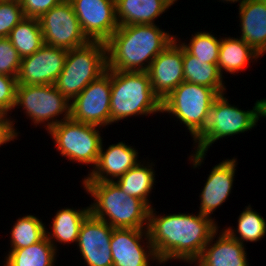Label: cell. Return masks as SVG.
<instances>
[{"mask_svg": "<svg viewBox=\"0 0 266 266\" xmlns=\"http://www.w3.org/2000/svg\"><path fill=\"white\" fill-rule=\"evenodd\" d=\"M227 93L219 94L208 109L198 128L191 134L194 141L190 152L189 163L196 169L204 164L210 146L218 140L240 133L251 131L257 127V104L252 109L242 110L229 103Z\"/></svg>", "mask_w": 266, "mask_h": 266, "instance_id": "obj_3", "label": "cell"}, {"mask_svg": "<svg viewBox=\"0 0 266 266\" xmlns=\"http://www.w3.org/2000/svg\"><path fill=\"white\" fill-rule=\"evenodd\" d=\"M24 17L20 0H0V38L8 37Z\"/></svg>", "mask_w": 266, "mask_h": 266, "instance_id": "obj_31", "label": "cell"}, {"mask_svg": "<svg viewBox=\"0 0 266 266\" xmlns=\"http://www.w3.org/2000/svg\"><path fill=\"white\" fill-rule=\"evenodd\" d=\"M175 40L158 24L119 26L105 42L107 69L147 72L154 58Z\"/></svg>", "mask_w": 266, "mask_h": 266, "instance_id": "obj_2", "label": "cell"}, {"mask_svg": "<svg viewBox=\"0 0 266 266\" xmlns=\"http://www.w3.org/2000/svg\"><path fill=\"white\" fill-rule=\"evenodd\" d=\"M183 71V47L175 39L154 58L147 71L154 94L161 102L184 82Z\"/></svg>", "mask_w": 266, "mask_h": 266, "instance_id": "obj_16", "label": "cell"}, {"mask_svg": "<svg viewBox=\"0 0 266 266\" xmlns=\"http://www.w3.org/2000/svg\"><path fill=\"white\" fill-rule=\"evenodd\" d=\"M147 161L143 158V161L138 162L114 182L128 196L143 200L152 208L153 204L150 201V194H152V189L156 185V171L154 169L156 164L152 160L148 159ZM149 161L152 162L150 163Z\"/></svg>", "mask_w": 266, "mask_h": 266, "instance_id": "obj_24", "label": "cell"}, {"mask_svg": "<svg viewBox=\"0 0 266 266\" xmlns=\"http://www.w3.org/2000/svg\"><path fill=\"white\" fill-rule=\"evenodd\" d=\"M110 247L113 266H151L152 263L159 266L161 264L147 229L113 228Z\"/></svg>", "mask_w": 266, "mask_h": 266, "instance_id": "obj_12", "label": "cell"}, {"mask_svg": "<svg viewBox=\"0 0 266 266\" xmlns=\"http://www.w3.org/2000/svg\"><path fill=\"white\" fill-rule=\"evenodd\" d=\"M27 214L17 218L10 231L9 250L21 249L36 244L46 236V224L41 218Z\"/></svg>", "mask_w": 266, "mask_h": 266, "instance_id": "obj_29", "label": "cell"}, {"mask_svg": "<svg viewBox=\"0 0 266 266\" xmlns=\"http://www.w3.org/2000/svg\"><path fill=\"white\" fill-rule=\"evenodd\" d=\"M212 32L196 31L188 40H180L175 34V39L192 56L204 63L217 64L219 58V49L221 36L218 38ZM186 41V42H185Z\"/></svg>", "mask_w": 266, "mask_h": 266, "instance_id": "obj_30", "label": "cell"}, {"mask_svg": "<svg viewBox=\"0 0 266 266\" xmlns=\"http://www.w3.org/2000/svg\"><path fill=\"white\" fill-rule=\"evenodd\" d=\"M17 77L0 74V115H11L14 110Z\"/></svg>", "mask_w": 266, "mask_h": 266, "instance_id": "obj_33", "label": "cell"}, {"mask_svg": "<svg viewBox=\"0 0 266 266\" xmlns=\"http://www.w3.org/2000/svg\"><path fill=\"white\" fill-rule=\"evenodd\" d=\"M90 215V207H64L56 211L52 218L51 231L46 226V237L58 252V245L69 243L75 246L78 241L80 228L84 220ZM58 243V244H57Z\"/></svg>", "mask_w": 266, "mask_h": 266, "instance_id": "obj_21", "label": "cell"}, {"mask_svg": "<svg viewBox=\"0 0 266 266\" xmlns=\"http://www.w3.org/2000/svg\"><path fill=\"white\" fill-rule=\"evenodd\" d=\"M220 1H222L223 3L225 2V3H233V4H235V3H239V5H237V6H240L245 0H219V2Z\"/></svg>", "mask_w": 266, "mask_h": 266, "instance_id": "obj_37", "label": "cell"}, {"mask_svg": "<svg viewBox=\"0 0 266 266\" xmlns=\"http://www.w3.org/2000/svg\"><path fill=\"white\" fill-rule=\"evenodd\" d=\"M113 228L91 214L81 225L77 250L87 266H113L110 240Z\"/></svg>", "mask_w": 266, "mask_h": 266, "instance_id": "obj_15", "label": "cell"}, {"mask_svg": "<svg viewBox=\"0 0 266 266\" xmlns=\"http://www.w3.org/2000/svg\"><path fill=\"white\" fill-rule=\"evenodd\" d=\"M103 143L102 141L96 166L92 171H88V175L81 181L114 182L141 161L138 159L139 152L135 146L121 141L110 144L107 149H104Z\"/></svg>", "mask_w": 266, "mask_h": 266, "instance_id": "obj_18", "label": "cell"}, {"mask_svg": "<svg viewBox=\"0 0 266 266\" xmlns=\"http://www.w3.org/2000/svg\"><path fill=\"white\" fill-rule=\"evenodd\" d=\"M101 128L75 121L70 117L53 126L47 133L51 136L61 156L72 163L89 165L91 166L89 171H92L97 164L100 147L104 140Z\"/></svg>", "mask_w": 266, "mask_h": 266, "instance_id": "obj_7", "label": "cell"}, {"mask_svg": "<svg viewBox=\"0 0 266 266\" xmlns=\"http://www.w3.org/2000/svg\"><path fill=\"white\" fill-rule=\"evenodd\" d=\"M70 106L71 103L54 84L17 85L14 110L16 107L23 109L26 118L34 123L33 126L45 125L47 132L70 118Z\"/></svg>", "mask_w": 266, "mask_h": 266, "instance_id": "obj_8", "label": "cell"}, {"mask_svg": "<svg viewBox=\"0 0 266 266\" xmlns=\"http://www.w3.org/2000/svg\"><path fill=\"white\" fill-rule=\"evenodd\" d=\"M85 193L94 202L90 214L112 228L147 229L150 207L138 198L128 196L111 181H82Z\"/></svg>", "mask_w": 266, "mask_h": 266, "instance_id": "obj_4", "label": "cell"}, {"mask_svg": "<svg viewBox=\"0 0 266 266\" xmlns=\"http://www.w3.org/2000/svg\"><path fill=\"white\" fill-rule=\"evenodd\" d=\"M8 38L21 58L34 54L44 45L38 18L24 17Z\"/></svg>", "mask_w": 266, "mask_h": 266, "instance_id": "obj_27", "label": "cell"}, {"mask_svg": "<svg viewBox=\"0 0 266 266\" xmlns=\"http://www.w3.org/2000/svg\"><path fill=\"white\" fill-rule=\"evenodd\" d=\"M67 52L44 44L34 54L21 58L17 85L54 84L65 65Z\"/></svg>", "mask_w": 266, "mask_h": 266, "instance_id": "obj_14", "label": "cell"}, {"mask_svg": "<svg viewBox=\"0 0 266 266\" xmlns=\"http://www.w3.org/2000/svg\"><path fill=\"white\" fill-rule=\"evenodd\" d=\"M90 41L106 42L118 29L115 0H69Z\"/></svg>", "mask_w": 266, "mask_h": 266, "instance_id": "obj_13", "label": "cell"}, {"mask_svg": "<svg viewBox=\"0 0 266 266\" xmlns=\"http://www.w3.org/2000/svg\"><path fill=\"white\" fill-rule=\"evenodd\" d=\"M237 160L235 157L224 159L212 167L203 189L199 193L200 206L198 212L212 218L213 212L228 200L233 190L238 165Z\"/></svg>", "mask_w": 266, "mask_h": 266, "instance_id": "obj_17", "label": "cell"}, {"mask_svg": "<svg viewBox=\"0 0 266 266\" xmlns=\"http://www.w3.org/2000/svg\"><path fill=\"white\" fill-rule=\"evenodd\" d=\"M241 212L238 216L236 228L234 226H227L222 230L243 245H246L244 242H259L265 238L266 220L264 217L254 210L250 204L245 206Z\"/></svg>", "mask_w": 266, "mask_h": 266, "instance_id": "obj_28", "label": "cell"}, {"mask_svg": "<svg viewBox=\"0 0 266 266\" xmlns=\"http://www.w3.org/2000/svg\"><path fill=\"white\" fill-rule=\"evenodd\" d=\"M172 5H174L175 3H177L178 0H168Z\"/></svg>", "mask_w": 266, "mask_h": 266, "instance_id": "obj_38", "label": "cell"}, {"mask_svg": "<svg viewBox=\"0 0 266 266\" xmlns=\"http://www.w3.org/2000/svg\"><path fill=\"white\" fill-rule=\"evenodd\" d=\"M157 113H162V102L154 94L148 72L111 70V125Z\"/></svg>", "mask_w": 266, "mask_h": 266, "instance_id": "obj_5", "label": "cell"}, {"mask_svg": "<svg viewBox=\"0 0 266 266\" xmlns=\"http://www.w3.org/2000/svg\"><path fill=\"white\" fill-rule=\"evenodd\" d=\"M172 6L168 0H115L116 19L119 26L156 24Z\"/></svg>", "mask_w": 266, "mask_h": 266, "instance_id": "obj_22", "label": "cell"}, {"mask_svg": "<svg viewBox=\"0 0 266 266\" xmlns=\"http://www.w3.org/2000/svg\"><path fill=\"white\" fill-rule=\"evenodd\" d=\"M111 69L92 81L72 102L70 117L102 128L111 125Z\"/></svg>", "mask_w": 266, "mask_h": 266, "instance_id": "obj_11", "label": "cell"}, {"mask_svg": "<svg viewBox=\"0 0 266 266\" xmlns=\"http://www.w3.org/2000/svg\"><path fill=\"white\" fill-rule=\"evenodd\" d=\"M64 0H20L25 17L40 18Z\"/></svg>", "mask_w": 266, "mask_h": 266, "instance_id": "obj_34", "label": "cell"}, {"mask_svg": "<svg viewBox=\"0 0 266 266\" xmlns=\"http://www.w3.org/2000/svg\"><path fill=\"white\" fill-rule=\"evenodd\" d=\"M184 81L212 88L218 95L227 92L217 64L204 63L183 48Z\"/></svg>", "mask_w": 266, "mask_h": 266, "instance_id": "obj_26", "label": "cell"}, {"mask_svg": "<svg viewBox=\"0 0 266 266\" xmlns=\"http://www.w3.org/2000/svg\"><path fill=\"white\" fill-rule=\"evenodd\" d=\"M38 19L44 44L71 50L90 41L83 33L69 0L54 6Z\"/></svg>", "mask_w": 266, "mask_h": 266, "instance_id": "obj_10", "label": "cell"}, {"mask_svg": "<svg viewBox=\"0 0 266 266\" xmlns=\"http://www.w3.org/2000/svg\"><path fill=\"white\" fill-rule=\"evenodd\" d=\"M106 70L105 42L89 41L83 46L68 50L65 65L54 85L71 103Z\"/></svg>", "mask_w": 266, "mask_h": 266, "instance_id": "obj_6", "label": "cell"}, {"mask_svg": "<svg viewBox=\"0 0 266 266\" xmlns=\"http://www.w3.org/2000/svg\"><path fill=\"white\" fill-rule=\"evenodd\" d=\"M238 9L239 37L263 57L266 54V0H245Z\"/></svg>", "mask_w": 266, "mask_h": 266, "instance_id": "obj_20", "label": "cell"}, {"mask_svg": "<svg viewBox=\"0 0 266 266\" xmlns=\"http://www.w3.org/2000/svg\"><path fill=\"white\" fill-rule=\"evenodd\" d=\"M256 104H257V122H259L261 118L266 119V98L259 100L257 99Z\"/></svg>", "mask_w": 266, "mask_h": 266, "instance_id": "obj_36", "label": "cell"}, {"mask_svg": "<svg viewBox=\"0 0 266 266\" xmlns=\"http://www.w3.org/2000/svg\"><path fill=\"white\" fill-rule=\"evenodd\" d=\"M17 119L12 116L0 115V147L14 140H18L20 132L15 127Z\"/></svg>", "mask_w": 266, "mask_h": 266, "instance_id": "obj_35", "label": "cell"}, {"mask_svg": "<svg viewBox=\"0 0 266 266\" xmlns=\"http://www.w3.org/2000/svg\"><path fill=\"white\" fill-rule=\"evenodd\" d=\"M258 54L251 46H249L239 36L221 37L218 70L223 78L224 73L236 75V73L244 72V68H248L250 63L260 60Z\"/></svg>", "mask_w": 266, "mask_h": 266, "instance_id": "obj_23", "label": "cell"}, {"mask_svg": "<svg viewBox=\"0 0 266 266\" xmlns=\"http://www.w3.org/2000/svg\"><path fill=\"white\" fill-rule=\"evenodd\" d=\"M156 213L155 208H150L147 231L155 254L164 265L176 260L191 266L220 228L215 217L200 212Z\"/></svg>", "mask_w": 266, "mask_h": 266, "instance_id": "obj_1", "label": "cell"}, {"mask_svg": "<svg viewBox=\"0 0 266 266\" xmlns=\"http://www.w3.org/2000/svg\"><path fill=\"white\" fill-rule=\"evenodd\" d=\"M21 57L8 37L0 38V74L18 77Z\"/></svg>", "mask_w": 266, "mask_h": 266, "instance_id": "obj_32", "label": "cell"}, {"mask_svg": "<svg viewBox=\"0 0 266 266\" xmlns=\"http://www.w3.org/2000/svg\"><path fill=\"white\" fill-rule=\"evenodd\" d=\"M217 96L212 88L184 81L162 101V115L174 116L191 135Z\"/></svg>", "mask_w": 266, "mask_h": 266, "instance_id": "obj_9", "label": "cell"}, {"mask_svg": "<svg viewBox=\"0 0 266 266\" xmlns=\"http://www.w3.org/2000/svg\"><path fill=\"white\" fill-rule=\"evenodd\" d=\"M7 252L3 266H57L59 253L46 236L36 244Z\"/></svg>", "mask_w": 266, "mask_h": 266, "instance_id": "obj_25", "label": "cell"}, {"mask_svg": "<svg viewBox=\"0 0 266 266\" xmlns=\"http://www.w3.org/2000/svg\"><path fill=\"white\" fill-rule=\"evenodd\" d=\"M246 250V245L231 238L224 230L218 229L204 247L201 256L192 265L249 266Z\"/></svg>", "mask_w": 266, "mask_h": 266, "instance_id": "obj_19", "label": "cell"}]
</instances>
